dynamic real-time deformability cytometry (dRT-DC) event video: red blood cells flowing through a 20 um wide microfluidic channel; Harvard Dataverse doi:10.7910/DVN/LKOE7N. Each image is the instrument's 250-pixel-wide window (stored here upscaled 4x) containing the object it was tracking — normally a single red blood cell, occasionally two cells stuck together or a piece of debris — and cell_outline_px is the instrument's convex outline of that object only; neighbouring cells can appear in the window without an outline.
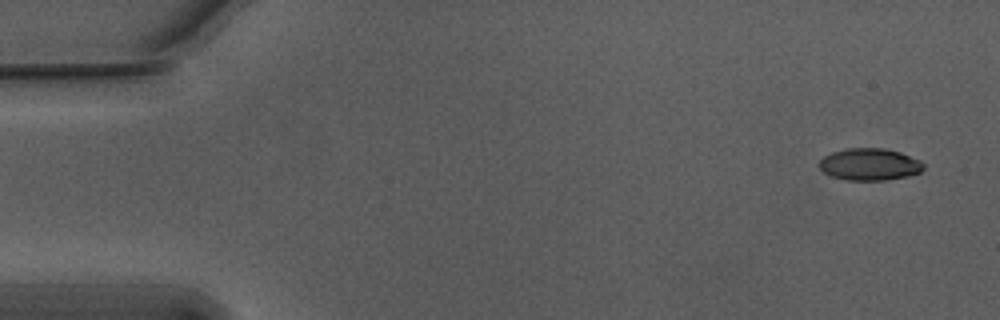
{"species": "Egyptian fruit bat (a non-hibernating species)", "species_latin": "Rousettus aegyptiacus", "temperature_condition": "warm", "stored_images_in_passage": 53, "camera_frame_rate_fps": 3000, "um_per_image_px": 0.085, "animal": {"sex": "male"}, "frame": {"image": 1, "passage_image": 1, "time_ms": 0.0, "image_size_px": [1000, 320], "cell_outline_px": [[924, 168], [920, 172], [908, 176], [884, 180], [844, 180], [832, 176], [824, 172], [816, 164], [824, 156], [832, 152], [848, 148], [884, 148], [900, 152], [920, 160], [924, 164]], "centroid_in_image_um": [73.9, 13.97], "position_along_channel_um": 11.1, "area_um2": 19.54}}
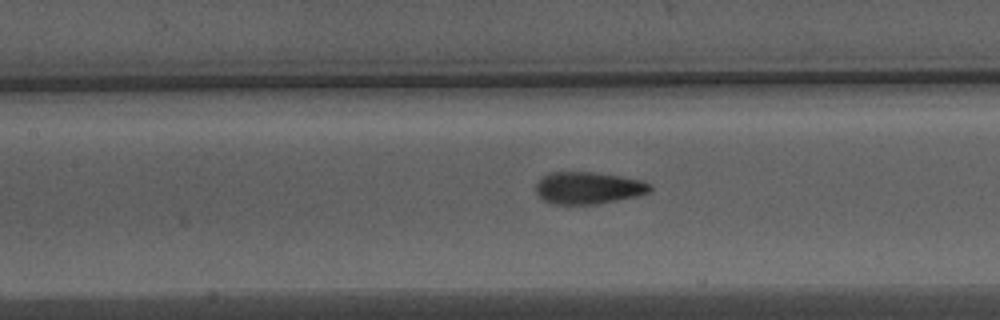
{"frame": {"image": 2, "passage_image": 23, "time_ms": 7.333, "image_size_px": [1000, 320], "cell_outline_px": [[652, 192], [636, 196], [596, 204], [556, 204], [544, 200], [536, 192], [536, 184], [548, 172], [592, 172], [620, 176], [644, 180], [652, 184]], "centroid_in_image_um": [50.05, 15.96], "position_along_channel_um": 157.3, "area_um2": 21.33}}
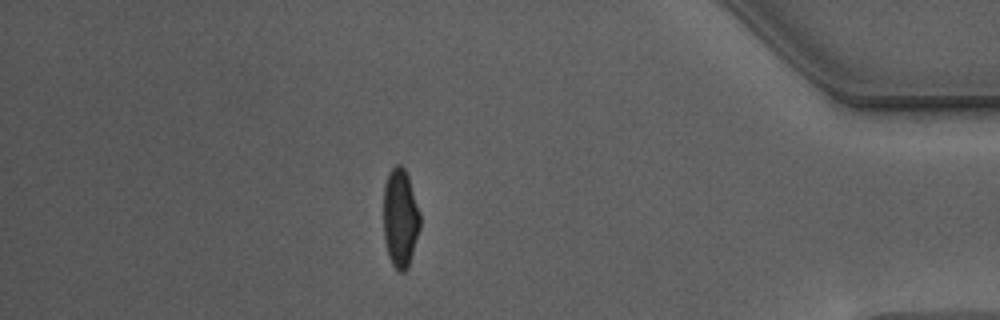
{"frame": {"image": 3, "passage_image": 46, "time_ms": 15.0, "image_size_px": [1000, 320], "cell_outline_px": [[420, 228], [408, 268], [404, 272], [400, 272], [392, 264], [388, 256], [384, 240], [384, 184], [392, 168], [396, 164], [400, 164], [404, 168], [408, 176], [420, 212]], "centroid_in_image_um": [34.02, 18.55], "position_along_channel_um": 401.2, "area_um2": 21.04}, "authors_computed_cell_mechanics": {"area_um2": 21.0392, "velocity_mm_per_s": 3.7589, "shape_relaxation_time_tau1_ms": 4.6835, "shape_relaxation_time_tau2_ms": 1.1004, "deformation_change_tau1": 0.185, "deformation_change_tau2": 0.0696}}